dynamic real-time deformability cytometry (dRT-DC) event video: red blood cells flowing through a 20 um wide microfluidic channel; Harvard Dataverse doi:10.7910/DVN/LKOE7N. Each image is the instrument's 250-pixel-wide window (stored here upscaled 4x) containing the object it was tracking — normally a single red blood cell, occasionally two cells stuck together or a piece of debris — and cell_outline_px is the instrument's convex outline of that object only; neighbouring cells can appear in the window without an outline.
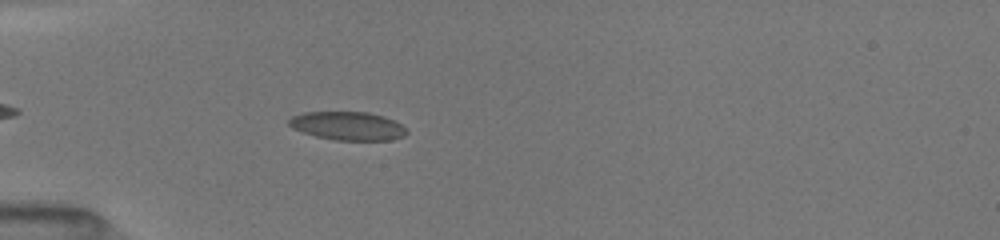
{"species": "common noctule bat (a hibernating species)", "species_latin": "Nyctalus noctula", "temperature_condition": "room temperature", "stored_images_in_passage": 6, "camera_frame_rate_fps": 3000, "um_per_image_px": 0.085, "animal": {"sex": "female", "body_mass_g": 19.5, "forearm_length_mm": 54.1}, "frame": {"image": 1, "passage_image": 6, "time_ms": 5.0, "image_size_px": [1000, 240], "cell_outline_px": [[408, 132], [404, 136], [392, 140], [336, 140], [316, 136], [292, 128], [288, 124], [288, 120], [292, 116], [304, 112], [368, 112], [384, 116], [400, 124]], "centroid_in_image_um": [29.55, 10.7], "position_along_channel_um": 55.4, "area_um2": 19.42}}